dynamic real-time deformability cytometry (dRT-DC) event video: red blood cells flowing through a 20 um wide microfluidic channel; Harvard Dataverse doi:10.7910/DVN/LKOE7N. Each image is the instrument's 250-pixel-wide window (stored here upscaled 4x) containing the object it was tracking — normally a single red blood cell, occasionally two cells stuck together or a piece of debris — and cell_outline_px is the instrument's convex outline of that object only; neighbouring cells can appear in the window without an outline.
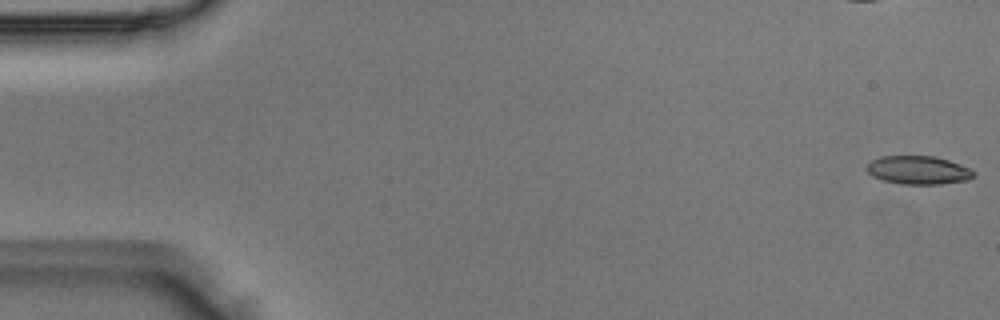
{"species": "Egyptian fruit bat (a non-hibernating species)", "species_latin": "Rousettus aegyptiacus", "temperature_condition": "room temperature", "stored_images_in_passage": 6, "camera_frame_rate_fps": 3000, "um_per_image_px": 0.085, "animal": {"sex": "male"}, "frame": {"image": 1, "passage_image": 1, "time_ms": 0.0, "image_size_px": [1000, 320], "cell_outline_px": [[976, 176], [968, 180], [940, 184], [900, 184], [884, 180], [872, 176], [864, 168], [872, 160], [880, 156], [932, 156], [948, 160], [960, 164], [976, 172]], "centroid_in_image_um": [78.06, 14.46], "position_along_channel_um": 6.9, "area_um2": 17.74}}